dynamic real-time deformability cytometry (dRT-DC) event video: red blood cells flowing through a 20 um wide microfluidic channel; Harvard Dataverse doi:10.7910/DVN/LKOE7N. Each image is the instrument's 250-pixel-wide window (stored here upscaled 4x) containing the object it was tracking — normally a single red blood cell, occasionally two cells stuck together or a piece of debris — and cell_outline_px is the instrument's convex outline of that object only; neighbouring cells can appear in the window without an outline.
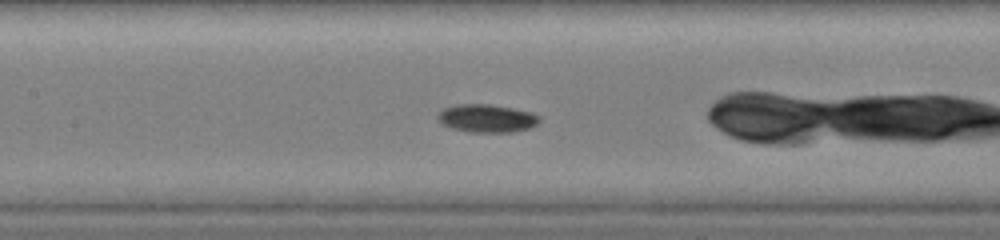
{"species": "common noctule bat (a hibernating species)", "species_latin": "Nyctalus noctula", "temperature_condition": "warm", "stored_images_in_passage": 33, "camera_frame_rate_fps": 3000, "um_per_image_px": 0.085, "animal": {"sex": "female", "body_mass_g": 19.0, "forearm_length_mm": 51.5}, "frame": {"image": 1, "passage_image": 16, "time_ms": 3.667, "image_size_px": [1000, 240], "cell_outline_px": [[540, 120], [536, 124], [528, 128], [516, 132], [468, 132], [452, 128], [444, 124], [436, 116], [444, 108], [456, 104], [488, 104], [512, 108], [532, 112], [540, 116]], "centroid_in_image_um": [41.4, 10.06], "position_along_channel_um": 166.0, "area_um2": 16.53}}